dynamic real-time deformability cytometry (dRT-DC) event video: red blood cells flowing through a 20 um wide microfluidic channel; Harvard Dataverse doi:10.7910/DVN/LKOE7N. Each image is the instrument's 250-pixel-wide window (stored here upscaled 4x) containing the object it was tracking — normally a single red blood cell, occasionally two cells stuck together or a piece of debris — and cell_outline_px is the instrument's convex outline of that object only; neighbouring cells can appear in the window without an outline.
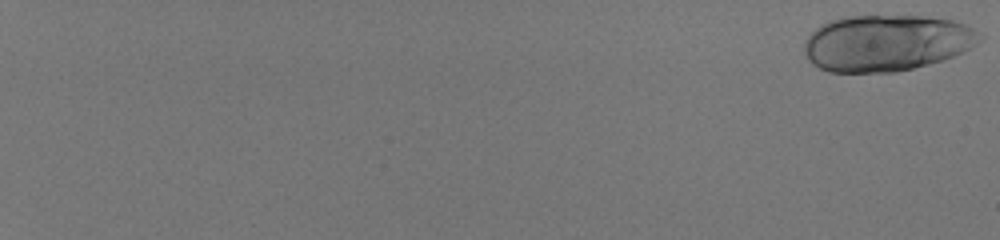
{"species": "human", "species_latin": "Homo sapiens", "temperature_condition": "room temperature", "stored_images_in_passage": 23, "camera_frame_rate_fps": 3000, "um_per_image_px": 0.085, "donor": {"sex": "male"}, "frame": {"image": 1, "passage_image": 1, "time_ms": 0.0, "image_size_px": [1000, 240], "cell_outline_px": [[984, 36], [976, 44], [952, 56], [928, 64], [896, 72], [828, 72], [812, 64], [808, 60], [804, 52], [804, 44], [808, 36], [820, 24], [832, 20], [848, 16], [924, 16], [952, 20], [964, 24], [972, 28]], "centroid_in_image_um": [75.32, 3.65], "position_along_channel_um": 9.7, "area_um2": 57.4}}
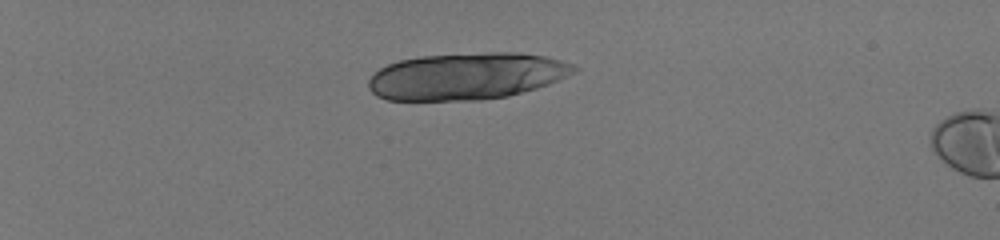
{"frame": {"image": 2, "passage_image": 19, "time_ms": 6.0, "image_size_px": [1000, 240], "cell_outline_px": [[580, 68], [576, 72], [548, 84], [536, 88], [508, 96], [480, 100], [388, 100], [376, 96], [368, 88], [368, 80], [380, 68], [388, 64], [400, 60], [420, 56], [488, 52], [520, 52], [544, 56], [560, 60], [572, 64]], "centroid_in_image_um": [39.66, 6.47], "position_along_channel_um": 45.3, "area_um2": 56.18}}